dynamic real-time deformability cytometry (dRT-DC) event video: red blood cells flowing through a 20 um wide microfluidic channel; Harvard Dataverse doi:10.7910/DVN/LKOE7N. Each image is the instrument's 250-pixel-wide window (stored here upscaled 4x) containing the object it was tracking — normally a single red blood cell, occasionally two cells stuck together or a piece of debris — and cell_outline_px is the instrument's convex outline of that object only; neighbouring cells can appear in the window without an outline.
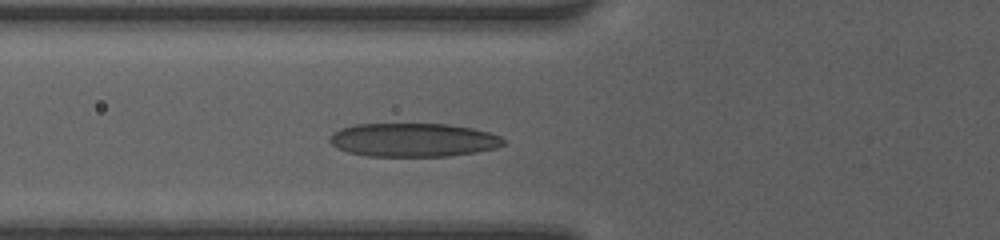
{"species": "human", "species_latin": "Homo sapiens", "temperature_condition": "room temperature", "stored_images_in_passage": 4, "camera_frame_rate_fps": 3000, "um_per_image_px": 0.085, "donor": {"sex": "female"}, "frame": {"image": 1, "passage_image": 4, "time_ms": 1.0, "image_size_px": [1000, 240], "cell_outline_px": [[504, 144], [496, 148], [476, 152], [448, 156], [368, 156], [348, 152], [336, 148], [328, 140], [332, 132], [340, 128], [356, 124], [448, 124], [472, 128], [488, 132], [500, 136], [504, 140]], "centroid_in_image_um": [35.1, 11.89], "position_along_channel_um": 90.7, "area_um2": 34.1}}